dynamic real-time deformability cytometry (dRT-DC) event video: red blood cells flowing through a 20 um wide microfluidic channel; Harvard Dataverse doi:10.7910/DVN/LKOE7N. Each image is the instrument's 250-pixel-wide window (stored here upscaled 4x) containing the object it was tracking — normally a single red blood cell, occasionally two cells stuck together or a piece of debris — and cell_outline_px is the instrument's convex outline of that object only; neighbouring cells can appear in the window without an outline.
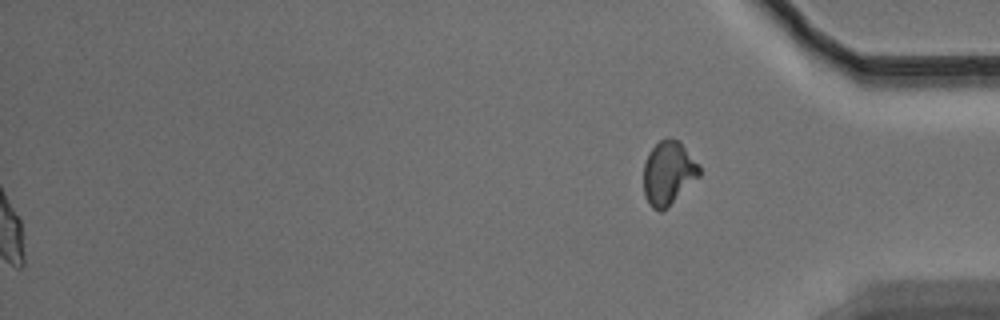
{"species": "Egyptian fruit bat (a non-hibernating species)", "species_latin": "Rousettus aegyptiacus", "temperature_condition": "warm", "stored_images_in_passage": 57, "segment_of_instrument_passage": [2, 2], "camera_frame_rate_fps": 3000, "um_per_image_px": 0.085, "animal": {"sex": "male"}, "frame": {"image": 1, "passage_image": 57, "time_ms": 18.667, "image_size_px": [1000, 320], "cell_outline_px": [[700, 176], [668, 208], [660, 212], [652, 208], [648, 204], [644, 196], [644, 164], [648, 152], [660, 140], [668, 136], [680, 140], [700, 164]], "centroid_in_image_um": [56.83, 14.7], "position_along_channel_um": 378.4, "area_um2": 21.27}}